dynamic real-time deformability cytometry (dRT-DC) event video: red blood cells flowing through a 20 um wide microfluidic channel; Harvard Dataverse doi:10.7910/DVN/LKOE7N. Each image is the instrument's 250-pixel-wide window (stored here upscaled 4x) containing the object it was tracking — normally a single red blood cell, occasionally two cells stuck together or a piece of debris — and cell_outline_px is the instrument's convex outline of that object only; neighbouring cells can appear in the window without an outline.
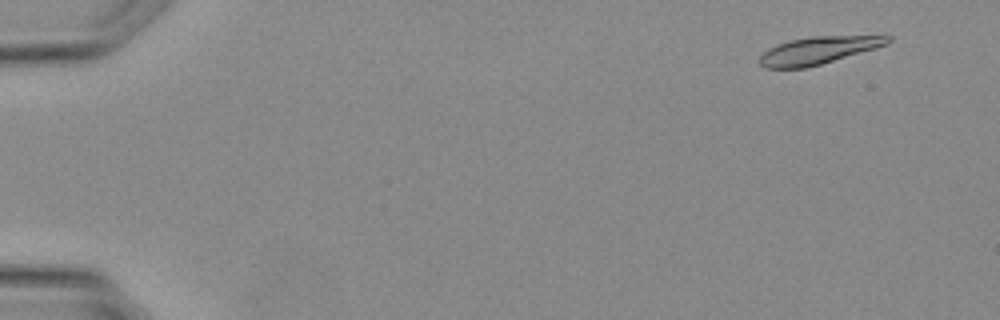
{"species": "Egyptian fruit bat (a non-hibernating species)", "species_latin": "Rousettus aegyptiacus", "temperature_condition": "warm", "stored_images_in_passage": 36, "camera_frame_rate_fps": 3000, "um_per_image_px": 0.085, "animal": {"sex": "female"}, "frame": {"image": 1, "passage_image": 3, "time_ms": 0.667, "image_size_px": [1000, 320], "cell_outline_px": [[892, 40], [888, 44], [876, 48], [808, 68], [764, 68], [760, 64], [760, 56], [768, 48], [792, 40], [812, 36], [892, 36]], "centroid_in_image_um": [69.57, 4.29], "position_along_channel_um": 15.4, "area_um2": 20.29}}
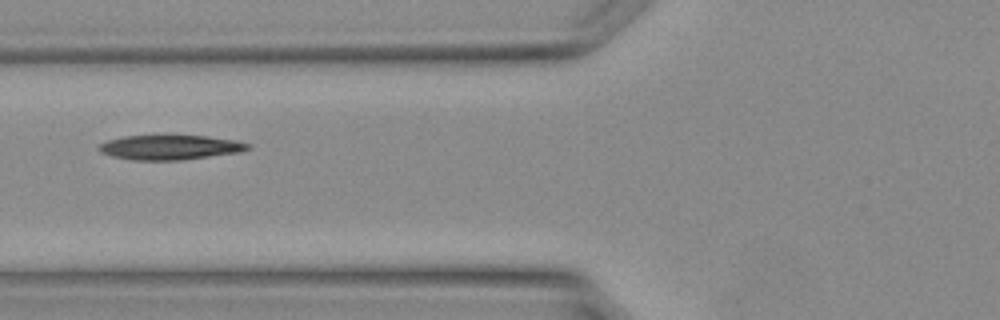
{"frame": {"image": 2, "passage_image": 15, "time_ms": 4.667, "image_size_px": [1000, 320], "cell_outline_px": [[252, 148], [240, 152], [180, 160], [132, 160], [112, 156], [100, 152], [96, 148], [100, 144], [108, 140], [124, 136], [164, 132], [208, 136], [236, 140], [252, 144]], "centroid_in_image_um": [14.45, 12.47], "position_along_channel_um": 111.3, "area_um2": 22.6}}
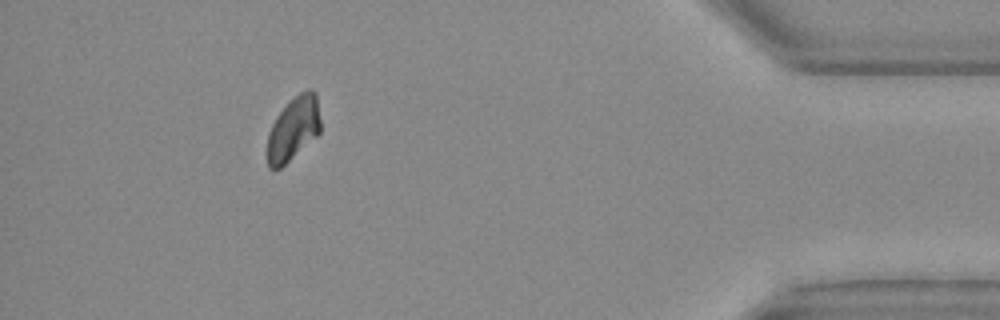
{"frame": {"image": 3, "passage_image": 33, "time_ms": 10.667, "image_size_px": [1000, 320], "cell_outline_px": [[320, 132], [316, 136], [280, 168], [268, 168], [268, 136], [272, 124], [276, 116], [300, 92], [308, 88], [312, 88], [316, 92], [320, 120]], "centroid_in_image_um": [24.96, 10.91], "position_along_channel_um": 410.2, "area_um2": 19.31}}